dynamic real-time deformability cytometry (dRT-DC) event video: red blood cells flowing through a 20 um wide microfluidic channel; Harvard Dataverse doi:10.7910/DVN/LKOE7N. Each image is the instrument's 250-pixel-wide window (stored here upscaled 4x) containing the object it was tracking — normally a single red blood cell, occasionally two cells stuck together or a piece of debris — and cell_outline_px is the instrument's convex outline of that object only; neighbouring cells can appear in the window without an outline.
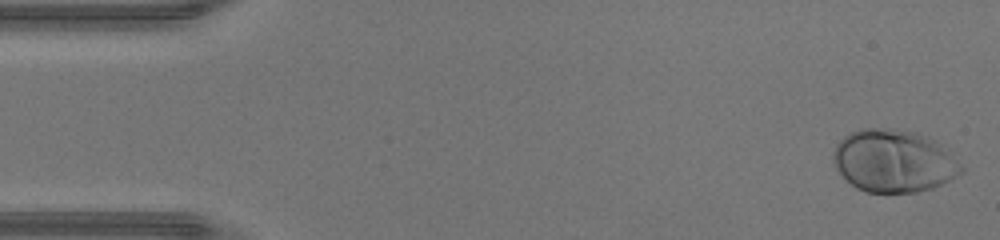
{"species": "human", "species_latin": "Homo sapiens", "temperature_condition": "warm", "stored_images_in_passage": 45, "camera_frame_rate_fps": 3000, "um_per_image_px": 0.085, "donor": {"sex": "male"}, "frame": {"image": 1, "passage_image": 1, "time_ms": 0.0, "image_size_px": [1000, 240], "cell_outline_px": [[964, 172], [932, 188], [916, 192], [868, 192], [856, 188], [832, 164], [832, 152], [836, 144], [848, 132], [864, 128], [892, 128], [916, 132], [936, 140], [964, 168]], "centroid_in_image_um": [75.93, 13.66], "position_along_channel_um": 9.1, "area_um2": 46.64}}
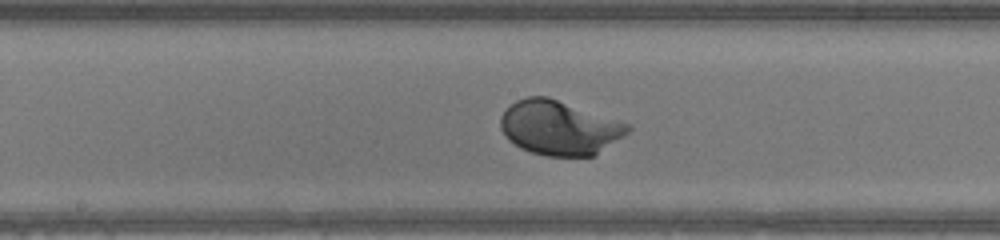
{"frame": {"image": 2, "passage_image": 23, "time_ms": 7.333, "image_size_px": [1000, 240], "cell_outline_px": [[632, 128], [628, 132], [592, 156], [548, 156], [532, 152], [520, 148], [508, 140], [504, 136], [500, 128], [500, 116], [516, 100], [528, 96], [548, 96], [628, 124]], "centroid_in_image_um": [47.48, 10.85], "position_along_channel_um": 200.7, "area_um2": 39.82}}
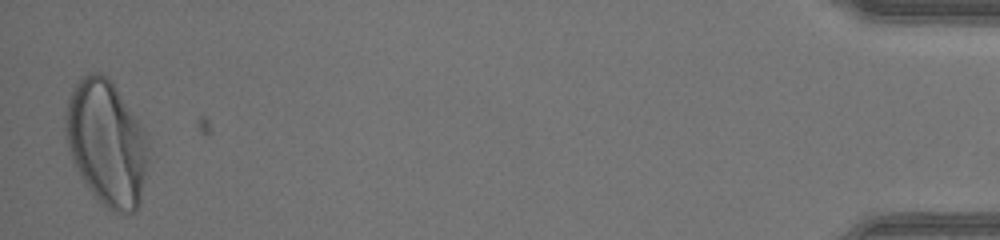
{"frame": {"image": 3, "passage_image": 45, "time_ms": 14.667, "image_size_px": [1000, 240], "cell_outline_px": [[148, 136], [144, 176], [140, 200], [136, 212], [112, 212], [96, 200], [92, 196], [84, 184], [72, 160], [68, 148], [64, 132], [64, 116], [68, 100], [72, 88], [88, 72], [100, 72], [108, 76]], "centroid_in_image_um": [9.0, 12.16], "position_along_channel_um": 426.2, "area_um2": 60.34}, "authors_computed_cell_mechanics": {"area_um2": 40.46, "velocity_mm_per_s": 4.4322, "shape_relaxation_time_tau1_ms": 1.482, "shape_relaxation_time_tau2_ms": null, "deformation_change_tau1": 0.1341, "deformation_change_tau2": null}}